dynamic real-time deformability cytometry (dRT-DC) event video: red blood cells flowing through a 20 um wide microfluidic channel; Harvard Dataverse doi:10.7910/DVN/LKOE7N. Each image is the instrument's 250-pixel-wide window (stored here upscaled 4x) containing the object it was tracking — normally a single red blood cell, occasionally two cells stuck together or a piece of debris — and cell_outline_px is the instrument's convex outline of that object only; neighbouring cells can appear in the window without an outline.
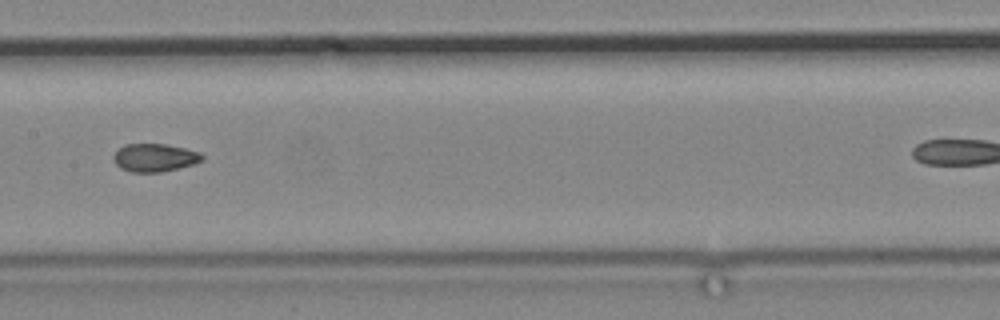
{"species": "common noctule bat (a hibernating species)", "species_latin": "Nyctalus noctula", "temperature_condition": "cold", "stored_images_in_passage": 16, "camera_frame_rate_fps": 3000, "um_per_image_px": 0.085, "animal": {"sex": "male", "body_mass_g": 19.2, "forearm_length_mm": 51.8}, "frame": {"image": 1, "passage_image": 10, "time_ms": 14.333, "image_size_px": [1000, 320], "cell_outline_px": [[204, 160], [196, 164], [160, 172], [132, 172], [120, 168], [112, 160], [112, 156], [124, 144], [168, 144], [200, 152], [204, 156]], "centroid_in_image_um": [13.16, 13.4], "position_along_channel_um": 194.2, "area_um2": 14.62}}
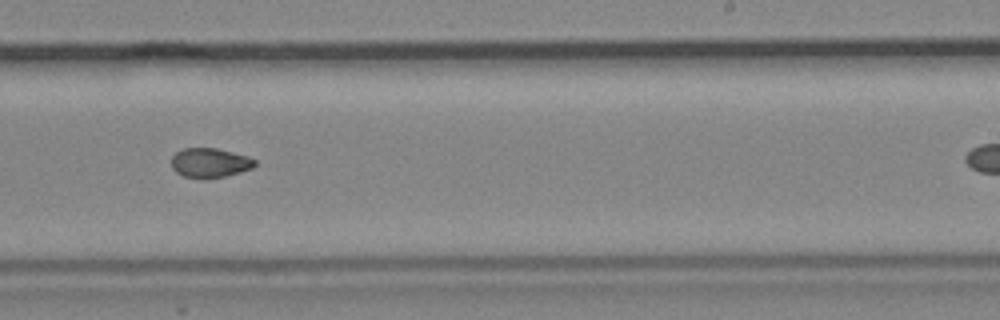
{"frame": {"image": 2, "passage_image": 12, "time_ms": 16.667, "image_size_px": [1000, 320], "cell_outline_px": [[256, 164], [252, 168], [240, 172], [224, 176], [184, 176], [176, 172], [172, 168], [172, 156], [176, 152], [184, 148], [216, 148], [248, 156], [256, 160]], "centroid_in_image_um": [17.85, 13.8], "position_along_channel_um": 271.1, "area_um2": 13.87}}